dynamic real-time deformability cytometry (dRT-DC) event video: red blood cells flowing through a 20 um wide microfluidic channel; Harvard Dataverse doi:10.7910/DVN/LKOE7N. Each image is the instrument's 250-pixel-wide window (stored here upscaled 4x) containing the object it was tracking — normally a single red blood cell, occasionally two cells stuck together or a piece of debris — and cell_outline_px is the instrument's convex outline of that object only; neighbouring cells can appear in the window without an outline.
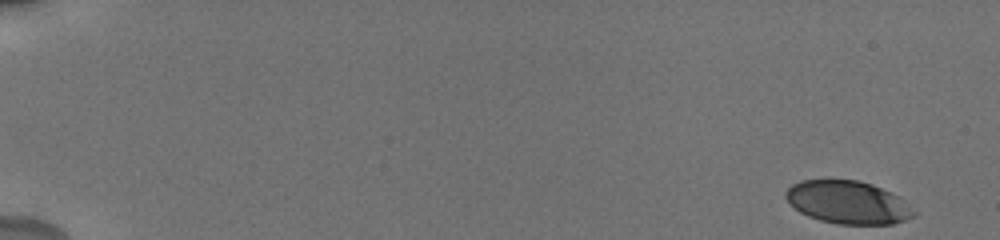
{"species": "human", "species_latin": "Homo sapiens", "temperature_condition": "cold", "stored_images_in_passage": 21, "camera_frame_rate_fps": 3000, "um_per_image_px": 0.085, "donor": {"sex": "male"}, "frame": {"image": 1, "passage_image": 1, "time_ms": 0.0, "image_size_px": [1000, 240], "cell_outline_px": [[916, 212], [912, 216], [904, 220], [892, 224], [836, 224], [820, 220], [808, 216], [800, 212], [784, 196], [784, 192], [792, 184], [800, 180], [860, 180], [872, 184], [892, 192], [900, 196]], "centroid_in_image_um": [72.07, 17.19], "position_along_channel_um": 12.9, "area_um2": 32.02}}
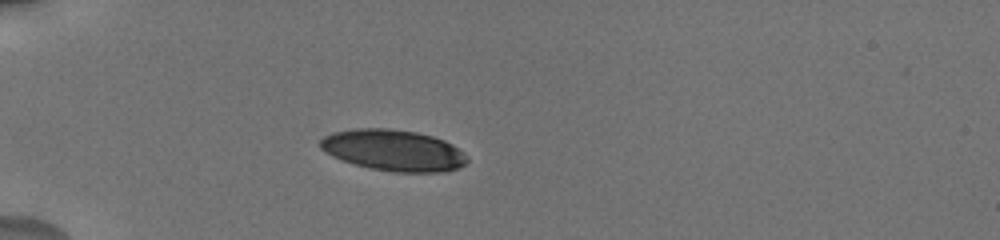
{"frame": {"image": 2, "passage_image": 15, "time_ms": 5.0, "image_size_px": [1000, 240], "cell_outline_px": [[468, 160], [464, 164], [456, 168], [440, 172], [396, 172], [372, 168], [340, 160], [324, 152], [320, 148], [320, 140], [324, 136], [332, 132], [356, 128], [388, 128], [416, 132], [432, 136], [444, 140], [452, 144], [464, 152], [468, 156]], "centroid_in_image_um": [33.42, 12.76], "position_along_channel_um": 51.6, "area_um2": 35.26}}
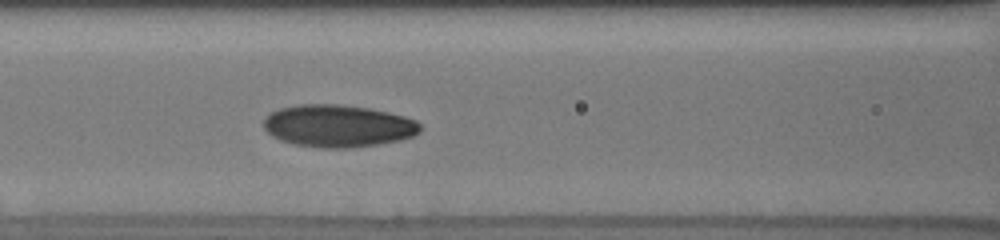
{"frame": {"image": 3, "passage_image": 21, "time_ms": 8.0, "image_size_px": [1000, 240], "cell_outline_px": [[420, 132], [412, 136], [400, 140], [376, 144], [348, 148], [324, 148], [296, 144], [280, 140], [272, 136], [264, 128], [264, 120], [272, 112], [280, 108], [300, 104], [340, 104], [368, 108], [388, 112], [404, 116], [416, 120], [420, 124]], "centroid_in_image_um": [28.74, 10.7], "position_along_channel_um": 137.9, "area_um2": 38.38}}